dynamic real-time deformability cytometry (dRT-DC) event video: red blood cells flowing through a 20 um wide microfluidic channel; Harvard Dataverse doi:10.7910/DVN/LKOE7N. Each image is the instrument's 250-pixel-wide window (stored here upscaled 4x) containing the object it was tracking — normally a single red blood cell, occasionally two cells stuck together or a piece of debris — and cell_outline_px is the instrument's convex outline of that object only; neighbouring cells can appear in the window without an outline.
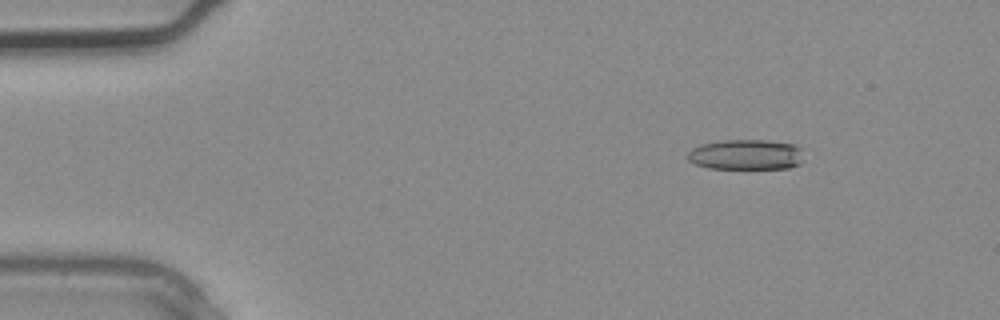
{"species": "common noctule bat (a hibernating species)", "species_latin": "Nyctalus noctula", "temperature_condition": "warm", "stored_images_in_passage": 2, "camera_frame_rate_fps": 3000, "um_per_image_px": 0.085, "animal": {"sex": "male", "body_mass_g": 20.4}, "frame": {"image": 1, "passage_image": 1, "time_ms": 0.0, "image_size_px": [1000, 320], "cell_outline_px": [[800, 164], [788, 168], [708, 168], [696, 164], [688, 160], [684, 156], [692, 148], [700, 144], [724, 140], [768, 140], [796, 144], [800, 148]], "centroid_in_image_um": [63.36, 13.13], "position_along_channel_um": 21.6, "area_um2": 20.52}}